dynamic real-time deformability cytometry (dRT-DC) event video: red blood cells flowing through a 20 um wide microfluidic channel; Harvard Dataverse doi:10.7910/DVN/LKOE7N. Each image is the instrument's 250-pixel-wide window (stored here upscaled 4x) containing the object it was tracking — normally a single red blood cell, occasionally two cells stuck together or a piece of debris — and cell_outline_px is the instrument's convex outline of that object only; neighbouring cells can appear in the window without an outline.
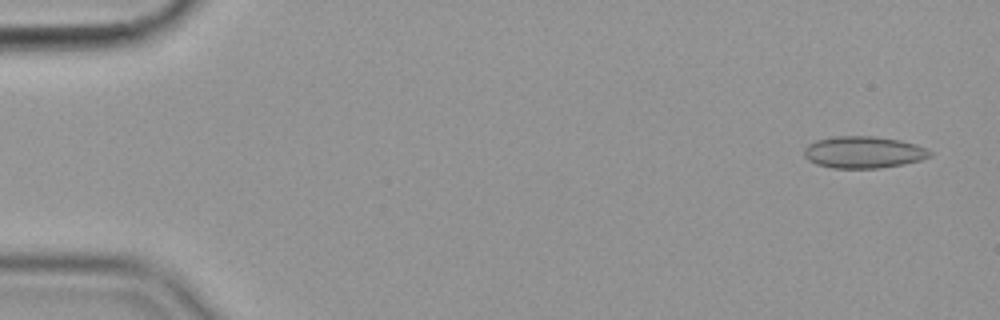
{"species": "common noctule bat (a hibernating species)", "species_latin": "Nyctalus noctula", "temperature_condition": "cold", "stored_images_in_passage": 56, "camera_frame_rate_fps": 3000, "um_per_image_px": 0.085, "animal": {"sex": "female", "body_mass_g": 19.9}, "frame": {"image": 1, "passage_image": 3, "time_ms": 0.667, "image_size_px": [1000, 320], "cell_outline_px": [[932, 156], [920, 160], [904, 164], [880, 168], [832, 168], [816, 164], [808, 160], [804, 156], [804, 148], [808, 144], [816, 140], [836, 136], [872, 136], [900, 140], [916, 144], [928, 148], [932, 152]], "centroid_in_image_um": [73.41, 12.94], "position_along_channel_um": 11.6, "area_um2": 23.52}}
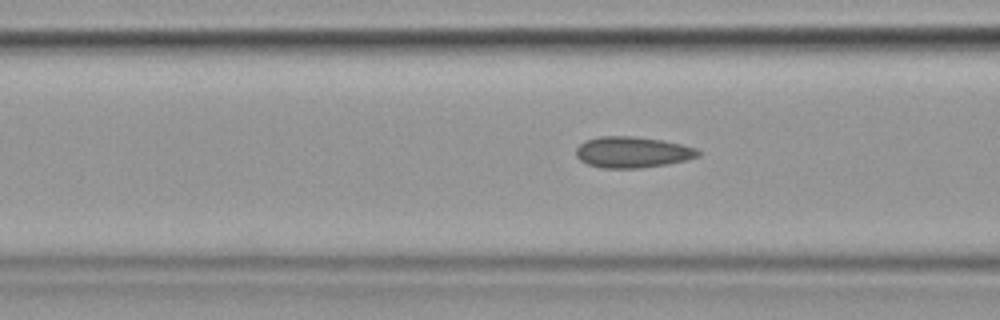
{"frame": {"image": 2, "passage_image": 22, "time_ms": 7.0, "image_size_px": [1000, 320], "cell_outline_px": [[700, 156], [688, 160], [668, 164], [640, 168], [600, 168], [588, 164], [580, 160], [576, 156], [576, 148], [584, 140], [600, 136], [632, 136], [660, 140], [680, 144], [696, 148], [700, 152]], "centroid_in_image_um": [53.74, 12.94], "position_along_channel_um": 112.9, "area_um2": 22.2}}
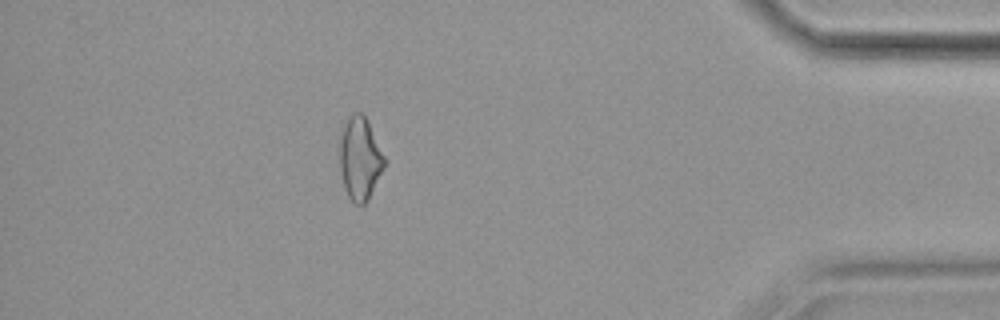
{"frame": {"image": 3, "passage_image": 50, "time_ms": 16.333, "image_size_px": [1000, 320], "cell_outline_px": [[388, 160], [368, 200], [364, 204], [356, 204], [348, 196], [344, 188], [340, 172], [340, 136], [348, 116], [356, 112], [360, 112], [368, 120]], "centroid_in_image_um": [30.62, 13.46], "position_along_channel_um": 404.6, "area_um2": 21.91}, "authors_computed_cell_mechanics": {"area_um2": 21.9062, "velocity_mm_per_s": 3.5751, "shape_relaxation_time_tau1_ms": null, "shape_relaxation_time_tau2_ms": 2.6535, "deformation_change_tau1": null, "deformation_change_tau2": 0.0846}}